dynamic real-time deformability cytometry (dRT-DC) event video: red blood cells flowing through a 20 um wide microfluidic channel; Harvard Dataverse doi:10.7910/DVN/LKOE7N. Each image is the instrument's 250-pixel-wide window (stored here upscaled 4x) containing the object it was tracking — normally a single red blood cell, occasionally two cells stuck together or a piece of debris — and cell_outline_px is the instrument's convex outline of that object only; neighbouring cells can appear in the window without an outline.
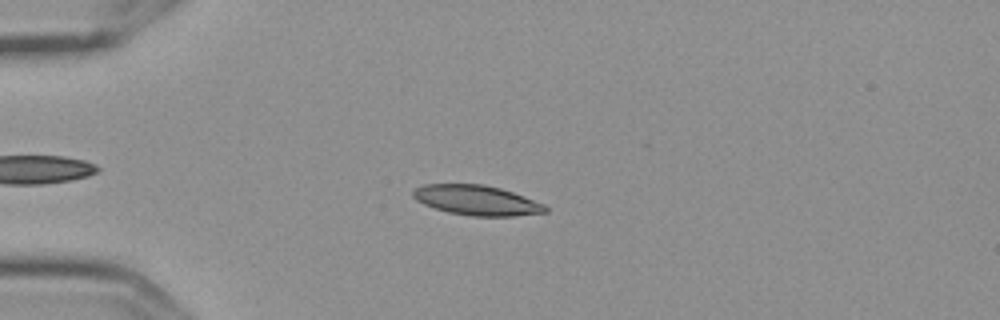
{"species": "Egyptian fruit bat (a non-hibernating species)", "species_latin": "Rousettus aegyptiacus", "temperature_condition": "cold", "stored_images_in_passage": 8, "camera_frame_rate_fps": 3000, "um_per_image_px": 0.085, "frame": {"image": 1, "passage_image": 5, "time_ms": 1.333, "image_size_px": [1000, 320], "cell_outline_px": [[548, 212], [512, 216], [472, 216], [448, 212], [424, 204], [416, 200], [412, 196], [412, 192], [416, 188], [424, 184], [484, 184], [500, 188], [512, 192], [544, 204], [548, 208]], "centroid_in_image_um": [40.51, 17.02], "position_along_channel_um": 44.5, "area_um2": 22.95}}
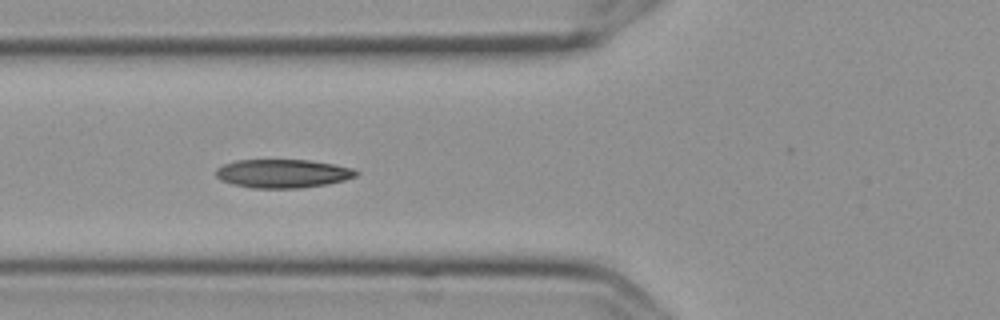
{"frame": {"image": 2, "passage_image": 7, "time_ms": 2.0, "image_size_px": [1000, 320], "cell_outline_px": [[360, 172], [356, 176], [344, 180], [328, 184], [300, 188], [252, 188], [232, 184], [220, 180], [216, 176], [216, 168], [224, 164], [236, 160], [308, 160], [336, 164], [352, 168]], "centroid_in_image_um": [24.04, 14.75], "position_along_channel_um": 101.8, "area_um2": 23.47}}
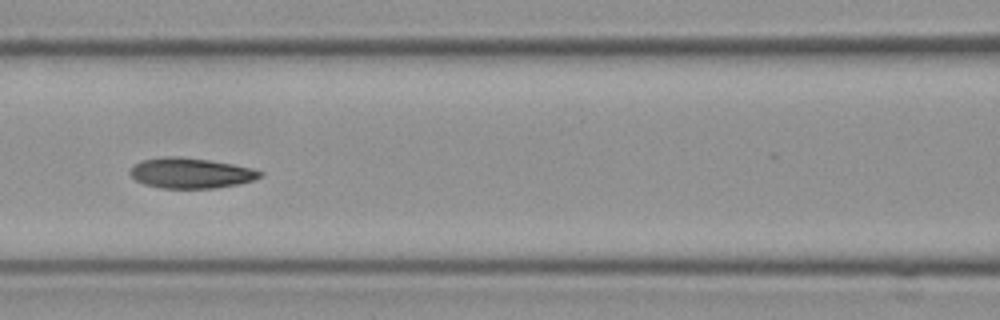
{"frame": {"image": 3, "passage_image": 8, "time_ms": 2.333, "image_size_px": [1000, 320], "cell_outline_px": [[264, 172], [260, 176], [252, 180], [240, 184], [216, 188], [160, 188], [144, 184], [136, 180], [128, 172], [132, 164], [140, 160], [164, 156], [180, 156], [208, 160], [232, 164], [252, 168]], "centroid_in_image_um": [16.16, 14.7], "position_along_channel_um": 150.4, "area_um2": 23.18}}